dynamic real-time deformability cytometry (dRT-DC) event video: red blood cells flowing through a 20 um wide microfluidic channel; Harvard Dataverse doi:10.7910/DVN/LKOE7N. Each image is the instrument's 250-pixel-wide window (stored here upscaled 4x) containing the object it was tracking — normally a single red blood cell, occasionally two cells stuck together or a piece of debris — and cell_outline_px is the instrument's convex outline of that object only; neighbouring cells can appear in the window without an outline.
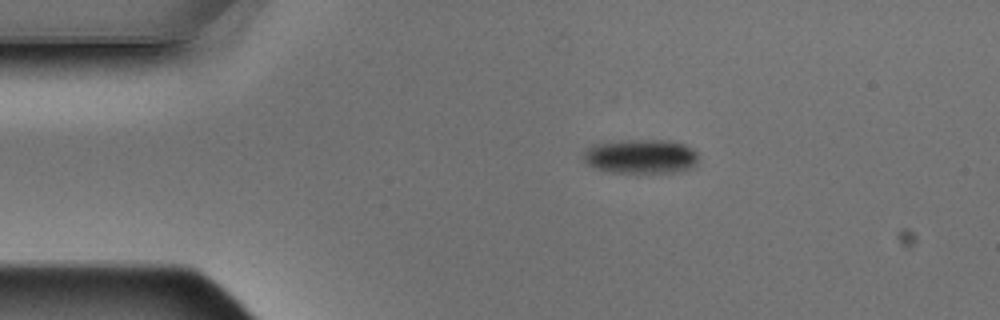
{"species": "Egyptian fruit bat (a non-hibernating species)", "species_latin": "Rousettus aegyptiacus", "temperature_condition": "warm", "stored_images_in_passage": 1, "camera_frame_rate_fps": 3000, "um_per_image_px": 0.085, "animal": {"sex": "male"}, "frame": {"image": 1, "passage_image": 1, "time_ms": 0.0, "image_size_px": [1000, 320], "cell_outline_px": [[700, 156], [696, 164], [692, 168], [680, 172], [612, 172], [596, 168], [588, 164], [584, 160], [584, 152], [592, 144], [620, 140], [672, 140], [684, 144], [692, 148]], "centroid_in_image_um": [54.53, 13.28], "position_along_channel_um": 30.5, "area_um2": 23.18}}